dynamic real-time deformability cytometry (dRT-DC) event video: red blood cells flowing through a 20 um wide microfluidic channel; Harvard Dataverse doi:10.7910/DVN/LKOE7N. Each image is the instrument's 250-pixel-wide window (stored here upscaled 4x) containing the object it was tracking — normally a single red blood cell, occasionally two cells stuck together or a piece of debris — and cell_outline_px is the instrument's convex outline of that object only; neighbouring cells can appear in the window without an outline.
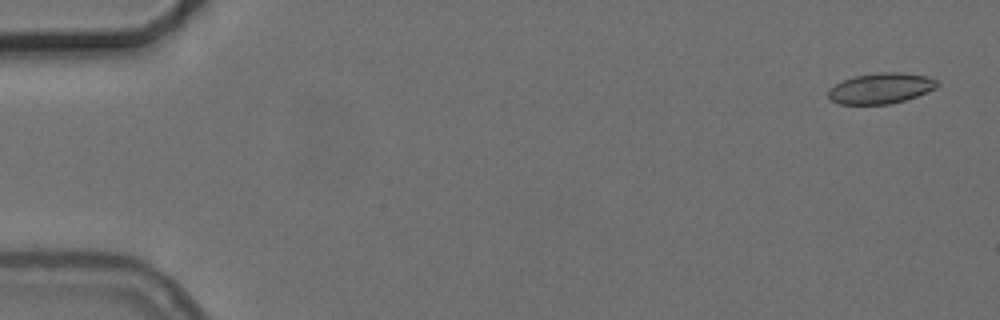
{"species": "common noctule bat (a hibernating species)", "species_latin": "Nyctalus noctula", "temperature_condition": "cold", "stored_images_in_passage": 54, "camera_frame_rate_fps": 3000, "um_per_image_px": 0.085, "animal": {"sex": "female", "body_mass_g": 24.6, "forearm_length_mm": 56.2}, "frame": {"image": 1, "passage_image": 1, "time_ms": 0.0, "image_size_px": [1000, 320], "cell_outline_px": [[940, 84], [936, 88], [928, 92], [904, 100], [888, 104], [840, 104], [832, 100], [828, 96], [828, 88], [844, 80], [856, 76], [880, 72], [900, 72], [924, 76], [936, 80]], "centroid_in_image_um": [74.87, 7.51], "position_along_channel_um": 10.1, "area_um2": 19.25}}
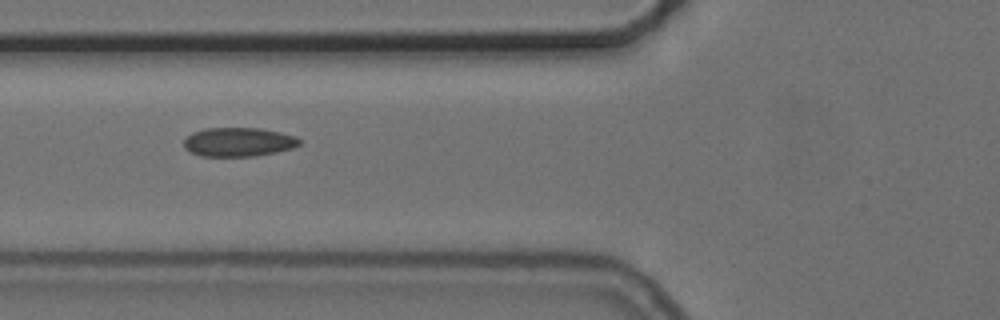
{"frame": {"image": 2, "passage_image": 20, "time_ms": 6.333, "image_size_px": [1000, 320], "cell_outline_px": [[300, 144], [292, 148], [276, 152], [256, 156], [200, 156], [188, 152], [184, 148], [184, 140], [192, 132], [204, 128], [260, 128], [280, 132], [296, 136], [300, 140]], "centroid_in_image_um": [20.25, 12.07], "position_along_channel_um": 105.6, "area_um2": 19.65}}
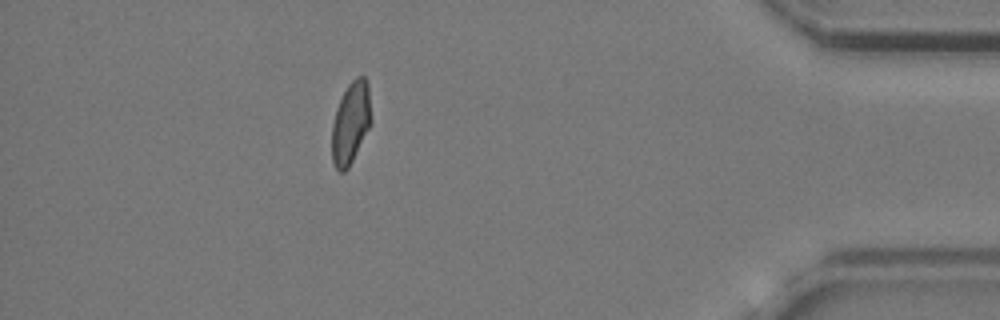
{"frame": {"image": 3, "passage_image": 48, "time_ms": 15.667, "image_size_px": [1000, 320], "cell_outline_px": [[372, 120], [348, 168], [344, 172], [340, 172], [336, 168], [332, 160], [332, 124], [336, 108], [348, 84], [356, 76], [364, 76], [368, 80]], "centroid_in_image_um": [29.81, 10.4], "position_along_channel_um": 405.4, "area_um2": 18.67}, "authors_computed_cell_mechanics": {"area_um2": 19.4208, "velocity_mm_per_s": 3.723, "shape_relaxation_time_tau1_ms": null, "shape_relaxation_time_tau2_ms": 1.6408, "deformation_change_tau1": null, "deformation_change_tau2": 0.0584}}